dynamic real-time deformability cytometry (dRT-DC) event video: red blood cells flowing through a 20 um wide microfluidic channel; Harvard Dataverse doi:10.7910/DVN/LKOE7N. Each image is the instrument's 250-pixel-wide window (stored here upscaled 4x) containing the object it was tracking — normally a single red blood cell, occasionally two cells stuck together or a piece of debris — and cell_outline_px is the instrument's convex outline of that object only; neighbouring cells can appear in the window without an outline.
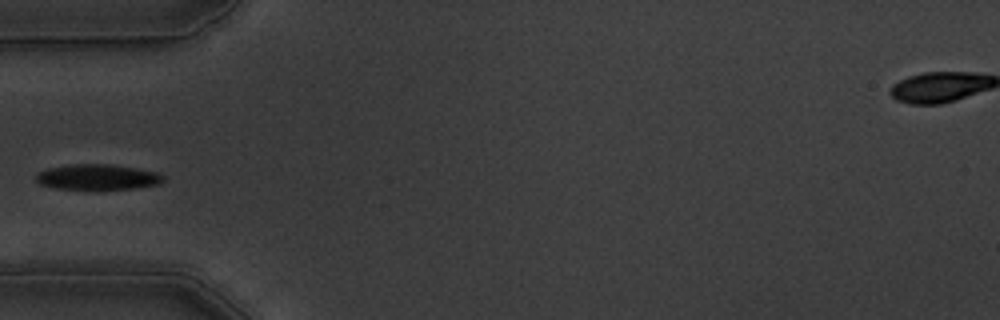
{"species": "common noctule bat (a hibernating species)", "species_latin": "Nyctalus noctula", "temperature_condition": "warm", "stored_images_in_passage": 39, "camera_frame_rate_fps": 3000, "um_per_image_px": 0.085, "animal": {"sex": "male", "body_mass_g": 19.5, "forearm_length_mm": 54.6}, "frame": {"image": 1, "passage_image": 1, "time_ms": 0.0, "image_size_px": [1000, 320], "cell_outline_px": [[164, 180], [160, 184], [136, 188], [56, 188], [40, 184], [36, 180], [36, 176], [40, 172], [48, 168], [76, 164], [112, 164], [136, 168], [156, 172], [164, 176]], "centroid_in_image_um": [8.33, 15.03], "position_along_channel_um": 76.7, "area_um2": 18.44}}
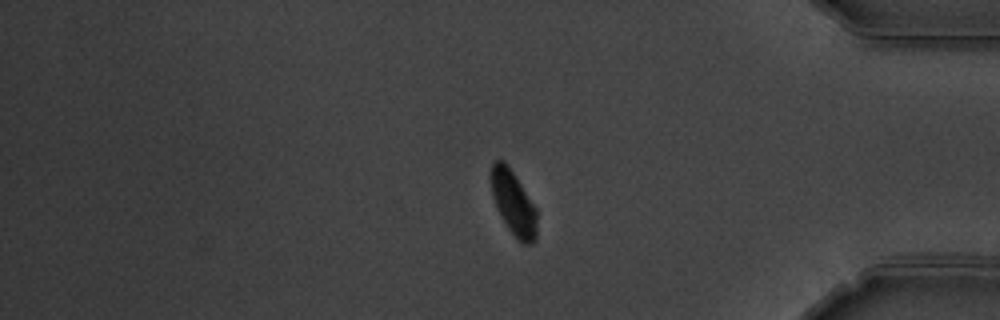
{"frame": {"image": 2, "passage_image": 30, "time_ms": 9.667, "image_size_px": [1000, 320], "cell_outline_px": [[536, 240], [532, 244], [524, 244], [508, 228], [500, 216], [496, 208], [492, 196], [492, 164], [496, 160], [504, 160], [508, 164], [536, 208]], "centroid_in_image_um": [43.64, 17.25], "position_along_channel_um": 391.6, "area_um2": 16.94}}
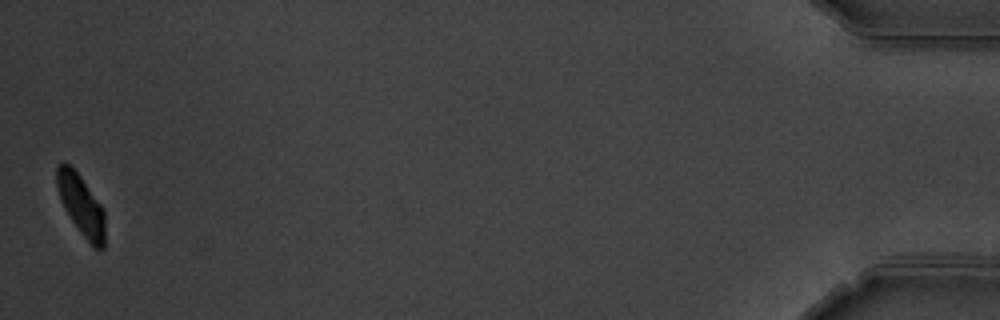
{"frame": {"image": 3, "passage_image": 39, "time_ms": 12.667, "image_size_px": [1000, 320], "cell_outline_px": [[104, 248], [96, 248], [84, 236], [72, 220], [64, 208], [60, 200], [56, 184], [56, 164], [68, 164], [80, 176], [104, 208]], "centroid_in_image_um": [6.88, 17.4], "position_along_channel_um": 428.3, "area_um2": 16.65}}